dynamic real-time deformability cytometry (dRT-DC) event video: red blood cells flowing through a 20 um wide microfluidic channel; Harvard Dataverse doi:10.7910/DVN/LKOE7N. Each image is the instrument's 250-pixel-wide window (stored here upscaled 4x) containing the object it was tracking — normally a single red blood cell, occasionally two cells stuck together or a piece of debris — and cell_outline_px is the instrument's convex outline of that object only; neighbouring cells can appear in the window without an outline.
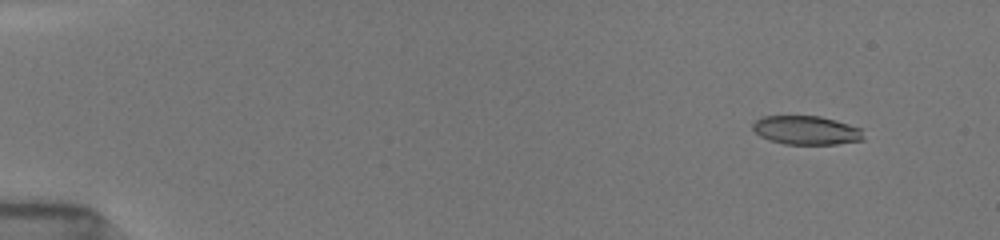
{"species": "common noctule bat (a hibernating species)", "species_latin": "Nyctalus noctula", "temperature_condition": "room temperature", "stored_images_in_passage": 53, "camera_frame_rate_fps": 3000, "um_per_image_px": 0.085, "animal": {"sex": "female", "body_mass_g": 19.5, "forearm_length_mm": 54.1}, "frame": {"image": 1, "passage_image": 5, "time_ms": 1.333, "image_size_px": [1000, 240], "cell_outline_px": [[864, 140], [836, 144], [784, 144], [768, 140], [760, 136], [752, 128], [752, 124], [760, 116], [820, 116], [836, 120], [860, 128]], "centroid_in_image_um": [68.5, 11.07], "position_along_channel_um": 16.5, "area_um2": 18.61}}
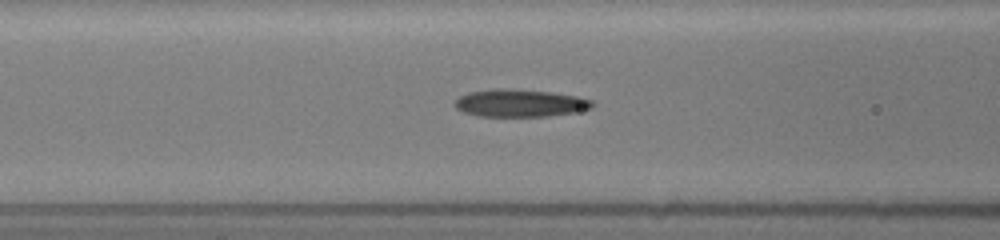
{"frame": {"image": 2, "passage_image": 23, "time_ms": 7.333, "image_size_px": [1000, 240], "cell_outline_px": [[596, 104], [592, 108], [572, 112], [548, 116], [476, 116], [464, 112], [456, 108], [452, 104], [460, 96], [468, 92], [492, 88], [512, 88], [552, 92], [576, 96], [592, 100]], "centroid_in_image_um": [44.17, 8.75], "position_along_channel_um": 122.4, "area_um2": 22.25}}
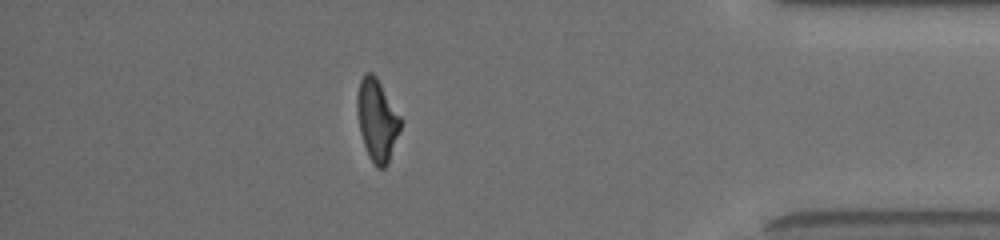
{"frame": {"image": 3, "passage_image": 47, "time_ms": 15.333, "image_size_px": [1000, 240], "cell_outline_px": [[404, 120], [388, 164], [384, 168], [376, 168], [368, 156], [360, 132], [356, 108], [356, 96], [360, 80], [364, 72], [372, 72], [376, 76]], "centroid_in_image_um": [32.06, 10.2], "position_along_channel_um": 403.1, "area_um2": 21.21}, "authors_computed_cell_mechanics": {"area_um2": 21.4438, "velocity_mm_per_s": 3.9289, "shape_relaxation_time_tau1_ms": 11.023, "shape_relaxation_time_tau2_ms": 2.8968, "deformation_change_tau1": 0.2883, "deformation_change_tau2": 0.1156}}